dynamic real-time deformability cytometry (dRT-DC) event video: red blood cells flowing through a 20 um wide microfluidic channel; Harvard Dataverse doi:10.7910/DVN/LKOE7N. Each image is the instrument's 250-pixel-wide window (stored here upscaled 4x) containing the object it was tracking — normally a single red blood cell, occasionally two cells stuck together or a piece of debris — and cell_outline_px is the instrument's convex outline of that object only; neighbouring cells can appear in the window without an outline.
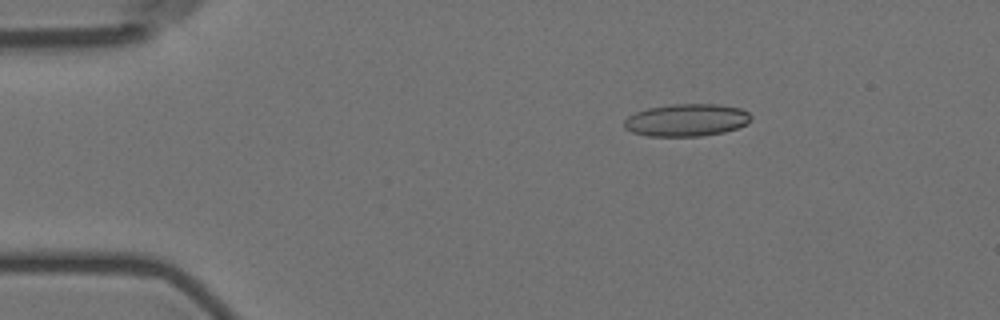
{"species": "Egyptian fruit bat (a non-hibernating species)", "species_latin": "Rousettus aegyptiacus", "temperature_condition": "room temperature", "stored_images_in_passage": 5, "camera_frame_rate_fps": 3000, "um_per_image_px": 0.085, "animal": {"sex": "female"}, "frame": {"image": 1, "passage_image": 3, "time_ms": 2.333, "image_size_px": [1000, 320], "cell_outline_px": [[752, 120], [748, 124], [724, 132], [700, 136], [648, 136], [632, 132], [624, 128], [624, 120], [628, 116], [636, 112], [648, 108], [672, 104], [720, 104], [740, 108], [748, 112], [752, 116]], "centroid_in_image_um": [58.38, 10.2], "position_along_channel_um": 26.6, "area_um2": 24.1}}